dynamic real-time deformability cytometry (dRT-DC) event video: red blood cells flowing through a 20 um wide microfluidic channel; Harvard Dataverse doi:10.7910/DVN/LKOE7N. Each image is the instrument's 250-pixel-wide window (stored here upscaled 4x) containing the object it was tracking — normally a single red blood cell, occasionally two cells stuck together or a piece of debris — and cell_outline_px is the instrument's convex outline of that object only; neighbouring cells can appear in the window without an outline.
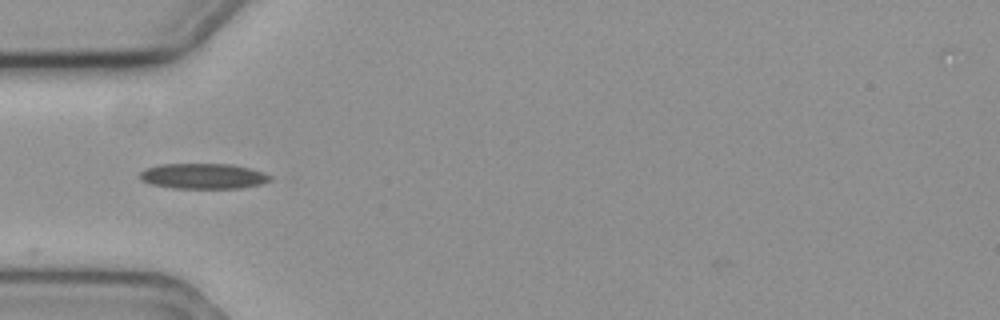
{"species": "common noctule bat (a hibernating species)", "species_latin": "Nyctalus noctula", "temperature_condition": "cold", "stored_images_in_passage": 39, "camera_frame_rate_fps": 3000, "um_per_image_px": 0.085, "animal": {"sex": "female", "body_mass_g": 19.3, "forearm_length_mm": 54.1}, "frame": {"image": 1, "passage_image": 1, "time_ms": 0.0, "image_size_px": [1000, 320], "cell_outline_px": [[272, 180], [260, 184], [240, 188], [172, 188], [152, 184], [140, 180], [140, 172], [148, 168], [160, 164], [228, 164], [248, 168], [264, 172], [272, 176]], "centroid_in_image_um": [17.29, 14.97], "position_along_channel_um": 67.7, "area_um2": 19.19}}
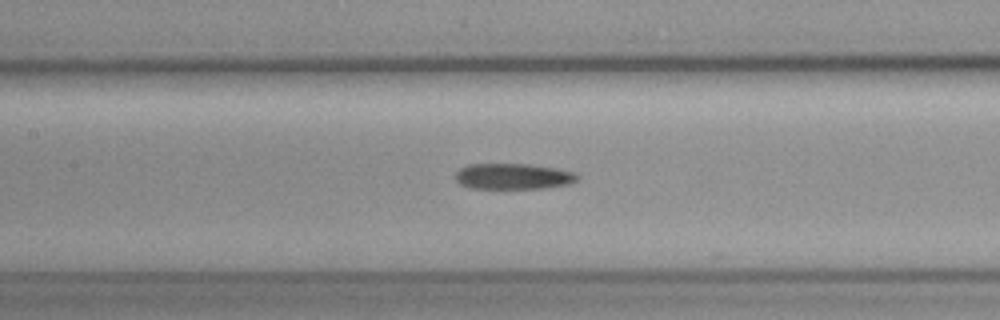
{"frame": {"image": 2, "passage_image": 9, "time_ms": 2.667, "image_size_px": [1000, 320], "cell_outline_px": [[580, 176], [576, 180], [568, 184], [544, 188], [472, 188], [460, 184], [456, 180], [456, 172], [460, 168], [468, 164], [532, 164], [556, 168], [572, 172]], "centroid_in_image_um": [43.61, 14.98], "position_along_channel_um": 163.8, "area_um2": 18.26}}
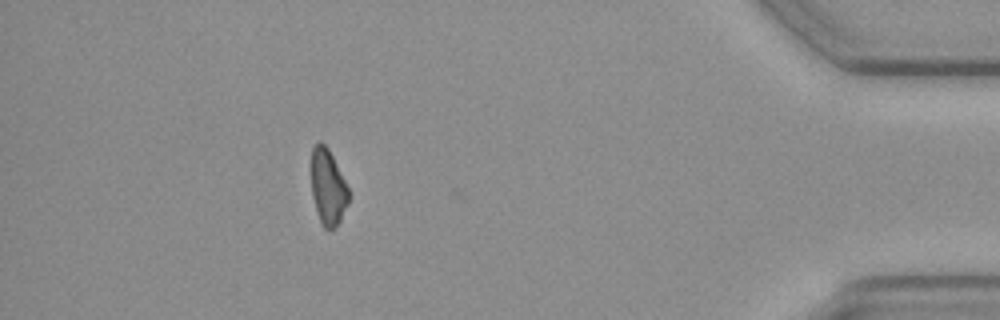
{"frame": {"image": 3, "passage_image": 34, "time_ms": 11.0, "image_size_px": [1000, 320], "cell_outline_px": [[348, 204], [336, 228], [324, 228], [320, 220], [312, 196], [312, 148], [320, 140], [328, 148], [348, 188]], "centroid_in_image_um": [27.87, 15.91], "position_along_channel_um": 407.3, "area_um2": 16.07}, "authors_computed_cell_mechanics": {"area_um2": 18.3226, "velocity_mm_per_s": 3.6077, "shape_relaxation_time_tau1_ms": 7.1032, "shape_relaxation_time_tau2_ms": null, "deformation_change_tau1": 0.1242, "deformation_change_tau2": null}}